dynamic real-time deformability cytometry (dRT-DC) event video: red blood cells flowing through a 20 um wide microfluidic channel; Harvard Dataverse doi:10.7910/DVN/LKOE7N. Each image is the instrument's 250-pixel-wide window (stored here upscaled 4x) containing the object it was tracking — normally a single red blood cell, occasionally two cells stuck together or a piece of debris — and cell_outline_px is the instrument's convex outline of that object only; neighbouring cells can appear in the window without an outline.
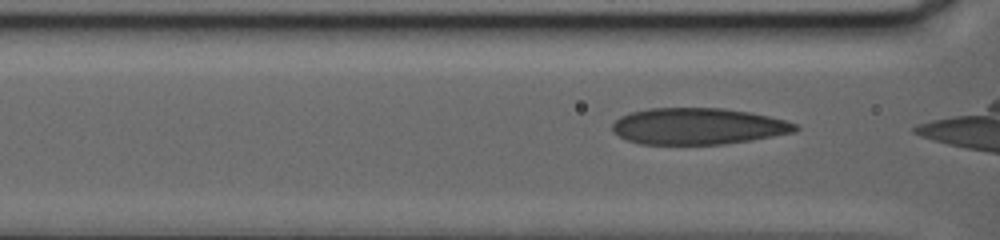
{"species": "human", "species_latin": "Homo sapiens", "temperature_condition": "warm", "stored_images_in_passage": 45, "camera_frame_rate_fps": 3000, "um_per_image_px": 0.085, "donor": {"sex": "female"}, "frame": {"image": 1, "passage_image": 3, "time_ms": 0.667, "image_size_px": [1000, 240], "cell_outline_px": [[800, 128], [796, 132], [752, 140], [724, 144], [640, 144], [628, 140], [612, 132], [612, 124], [620, 116], [632, 112], [648, 108], [724, 108], [748, 112], [768, 116], [800, 124]], "centroid_in_image_um": [59.36, 10.73], "position_along_channel_um": 107.2, "area_um2": 39.02}}
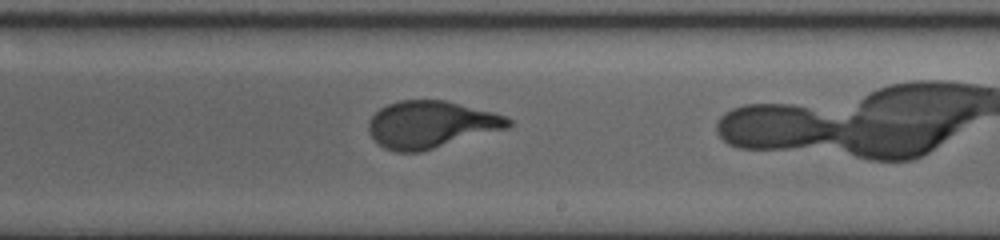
{"frame": {"image": 2, "passage_image": 23, "time_ms": 7.333, "image_size_px": [1000, 240], "cell_outline_px": [[512, 124], [508, 128], [420, 152], [396, 152], [384, 148], [368, 132], [368, 120], [380, 108], [388, 104], [400, 100], [444, 100], [492, 112], [504, 116], [512, 120]], "centroid_in_image_um": [36.61, 10.58], "position_along_channel_um": 252.4, "area_um2": 38.09}}
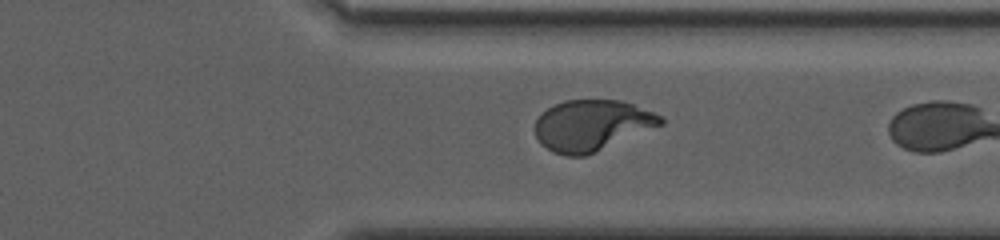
{"frame": {"image": 3, "passage_image": 38, "time_ms": 12.333, "image_size_px": [1000, 240], "cell_outline_px": [[664, 124], [584, 156], [568, 156], [552, 152], [540, 144], [536, 136], [536, 120], [548, 108], [564, 100], [620, 100], [632, 104], [652, 112], [660, 116], [664, 120]], "centroid_in_image_um": [50.29, 10.66], "position_along_channel_um": 361.1, "area_um2": 36.82}}